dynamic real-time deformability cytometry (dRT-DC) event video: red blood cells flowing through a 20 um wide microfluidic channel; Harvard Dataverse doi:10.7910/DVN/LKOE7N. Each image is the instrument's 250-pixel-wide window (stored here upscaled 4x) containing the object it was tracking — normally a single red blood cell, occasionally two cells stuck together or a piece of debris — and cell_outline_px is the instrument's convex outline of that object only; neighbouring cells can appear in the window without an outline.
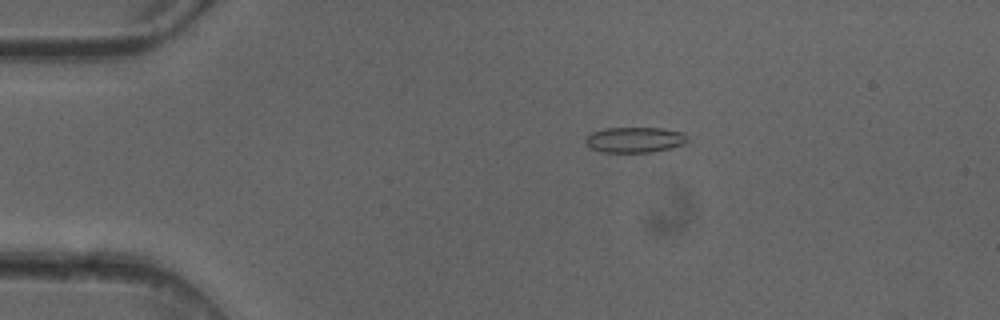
{"species": "common noctule bat (a hibernating species)", "species_latin": "Nyctalus noctula", "temperature_condition": "cold", "stored_images_in_passage": 4, "camera_frame_rate_fps": 3000, "um_per_image_px": 0.085, "animal": {"sex": "female"}, "frame": {"image": 1, "passage_image": 3, "time_ms": 0.667, "image_size_px": [1000, 320], "cell_outline_px": [[688, 140], [684, 144], [652, 152], [600, 152], [592, 148], [584, 140], [592, 132], [604, 128], [664, 128], [684, 132], [688, 136]], "centroid_in_image_um": [53.99, 11.87], "position_along_channel_um": 31.0, "area_um2": 15.14}}